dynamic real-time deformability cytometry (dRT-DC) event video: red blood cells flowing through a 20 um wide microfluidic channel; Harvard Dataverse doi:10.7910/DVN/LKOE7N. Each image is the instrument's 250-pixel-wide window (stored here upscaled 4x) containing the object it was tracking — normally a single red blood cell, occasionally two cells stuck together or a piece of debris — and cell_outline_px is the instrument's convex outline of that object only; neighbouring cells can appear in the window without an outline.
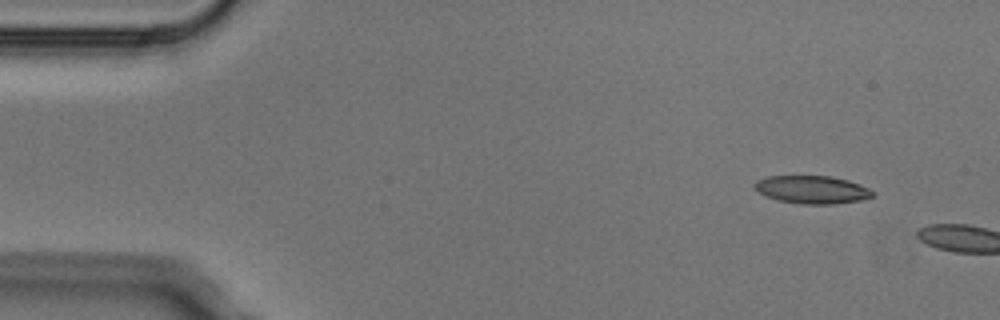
{"species": "Egyptian fruit bat (a non-hibernating species)", "species_latin": "Rousettus aegyptiacus", "temperature_condition": "cold", "stored_images_in_passage": 2, "camera_frame_rate_fps": 3000, "um_per_image_px": 0.085, "animal": {"sex": "male"}, "frame": {"image": 1, "passage_image": 1, "time_ms": 0.0, "image_size_px": [1000, 320], "cell_outline_px": [[872, 196], [860, 200], [836, 204], [800, 204], [776, 200], [764, 196], [752, 188], [752, 184], [756, 180], [768, 176], [832, 176], [848, 180], [860, 184], [868, 188], [872, 192]], "centroid_in_image_um": [68.94, 16.12], "position_along_channel_um": 16.1, "area_um2": 19.42}}